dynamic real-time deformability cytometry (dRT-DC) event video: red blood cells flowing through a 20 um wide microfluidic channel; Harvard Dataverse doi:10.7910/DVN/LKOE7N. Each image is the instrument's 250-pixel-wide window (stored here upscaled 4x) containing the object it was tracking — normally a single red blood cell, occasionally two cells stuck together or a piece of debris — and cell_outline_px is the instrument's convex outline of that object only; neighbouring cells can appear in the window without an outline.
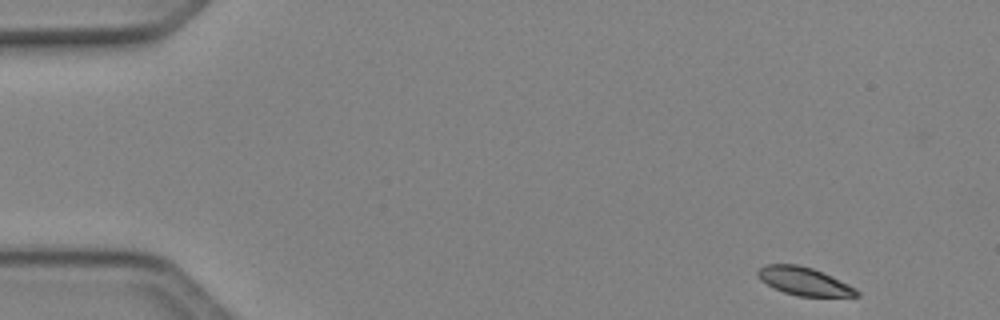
{"species": "Egyptian fruit bat (a non-hibernating species)", "species_latin": "Rousettus aegyptiacus", "temperature_condition": "cold", "stored_images_in_passage": 47, "camera_frame_rate_fps": 3000, "um_per_image_px": 0.085, "animal": {"sex": "female"}, "frame": {"image": 1, "passage_image": 1, "time_ms": 0.0, "image_size_px": [1000, 320], "cell_outline_px": [[860, 296], [800, 296], [784, 292], [760, 280], [756, 272], [764, 264], [796, 264], [812, 268], [848, 284], [856, 288], [860, 292]], "centroid_in_image_um": [68.34, 23.9], "position_along_channel_um": 16.7, "area_um2": 15.9}}
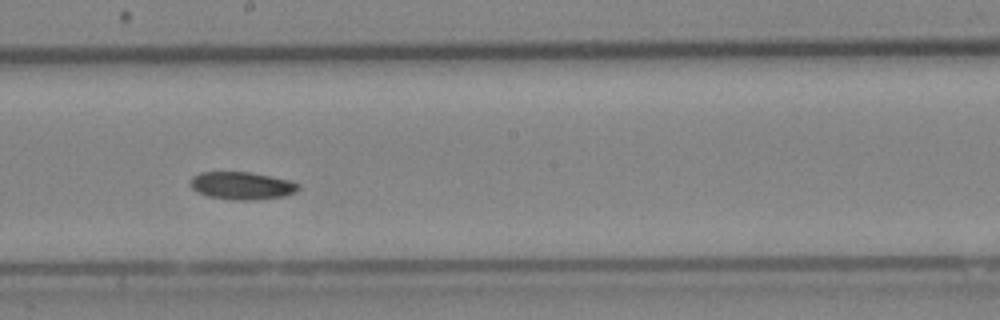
{"frame": {"image": 2, "passage_image": 25, "time_ms": 8.0, "image_size_px": [1000, 320], "cell_outline_px": [[300, 188], [296, 192], [284, 196], [252, 200], [236, 200], [208, 196], [192, 188], [192, 176], [200, 172], [248, 172], [288, 180], [300, 184]], "centroid_in_image_um": [20.59, 15.78], "position_along_channel_um": 227.6, "area_um2": 17.11}}
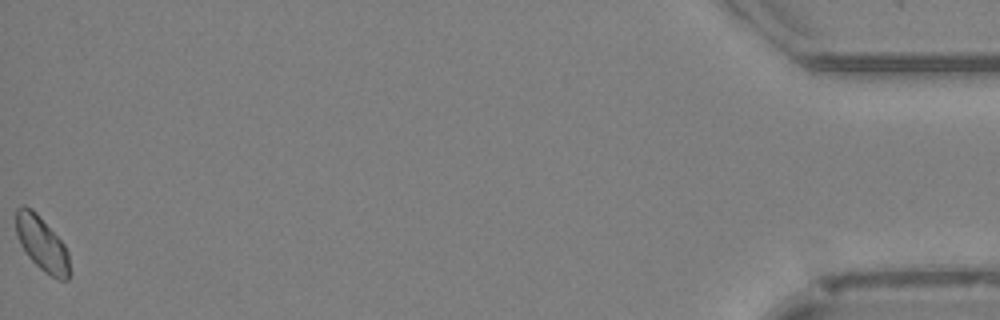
{"frame": {"image": 3, "passage_image": 47, "time_ms": 15.333, "image_size_px": [1000, 320], "cell_outline_px": [[72, 272], [68, 280], [60, 280], [44, 272], [28, 256], [20, 244], [16, 236], [16, 208], [24, 204], [32, 208], [36, 212], [64, 244], [68, 252]], "centroid_in_image_um": [3.58, 20.73], "position_along_channel_um": 431.6, "area_um2": 17.22}, "authors_computed_cell_mechanics": {"area_um2": 17.051, "velocity_mm_per_s": 4.0803, "shape_relaxation_time_tau1_ms": 6.1934, "shape_relaxation_time_tau2_ms": 3.7496, "deformation_change_tau1": 0.088, "deformation_change_tau2": 0.0636}}